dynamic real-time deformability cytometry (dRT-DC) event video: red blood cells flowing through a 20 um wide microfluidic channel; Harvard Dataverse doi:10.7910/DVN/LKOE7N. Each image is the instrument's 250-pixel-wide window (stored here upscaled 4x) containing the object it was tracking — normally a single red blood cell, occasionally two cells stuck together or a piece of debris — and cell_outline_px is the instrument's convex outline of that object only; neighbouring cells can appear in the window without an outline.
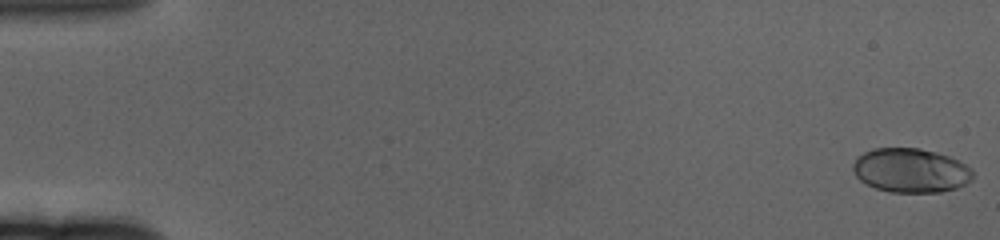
{"species": "human", "species_latin": "Homo sapiens", "temperature_condition": "cold", "stored_images_in_passage": 62, "camera_frame_rate_fps": 3000, "um_per_image_px": 0.085, "donor": {"sex": "female"}, "frame": {"image": 1, "passage_image": 1, "time_ms": 0.0, "image_size_px": [1000, 240], "cell_outline_px": [[972, 180], [956, 188], [940, 192], [892, 192], [876, 188], [860, 180], [856, 176], [852, 168], [852, 164], [856, 156], [872, 148], [920, 148], [936, 152], [948, 156], [972, 168]], "centroid_in_image_um": [77.38, 14.48], "position_along_channel_um": 7.6, "area_um2": 30.87}}
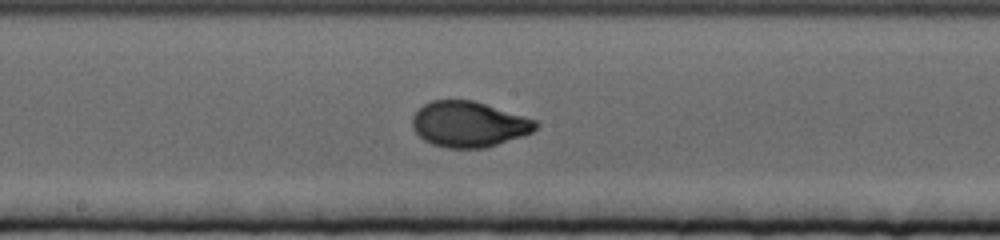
{"frame": {"image": 2, "passage_image": 34, "time_ms": 11.0, "image_size_px": [1000, 240], "cell_outline_px": [[540, 124], [532, 132], [484, 148], [448, 148], [432, 144], [424, 140], [412, 128], [412, 116], [424, 104], [432, 100], [472, 100], [536, 120]], "centroid_in_image_um": [39.82, 10.56], "position_along_channel_um": 208.4, "area_um2": 32.43}}
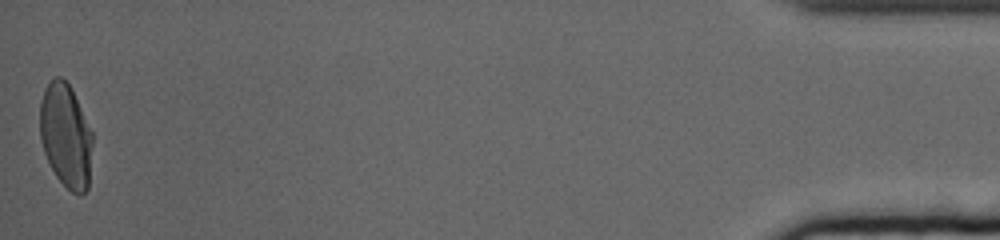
{"frame": {"image": 3, "passage_image": 62, "time_ms": 20.333, "image_size_px": [1000, 240], "cell_outline_px": [[92, 144], [88, 188], [80, 196], [72, 192], [56, 176], [44, 152], [40, 136], [40, 100], [44, 88], [56, 76], [60, 76], [72, 88], [92, 132]], "centroid_in_image_um": [5.59, 11.51], "position_along_channel_um": 429.6, "area_um2": 31.73}, "authors_computed_cell_mechanics": {"area_um2": 31.5299, "velocity_mm_per_s": 3.3137, "shape_relaxation_time_tau1_ms": 5.1915, "shape_relaxation_time_tau2_ms": null, "deformation_change_tau1": 0.2029, "deformation_change_tau2": null}}